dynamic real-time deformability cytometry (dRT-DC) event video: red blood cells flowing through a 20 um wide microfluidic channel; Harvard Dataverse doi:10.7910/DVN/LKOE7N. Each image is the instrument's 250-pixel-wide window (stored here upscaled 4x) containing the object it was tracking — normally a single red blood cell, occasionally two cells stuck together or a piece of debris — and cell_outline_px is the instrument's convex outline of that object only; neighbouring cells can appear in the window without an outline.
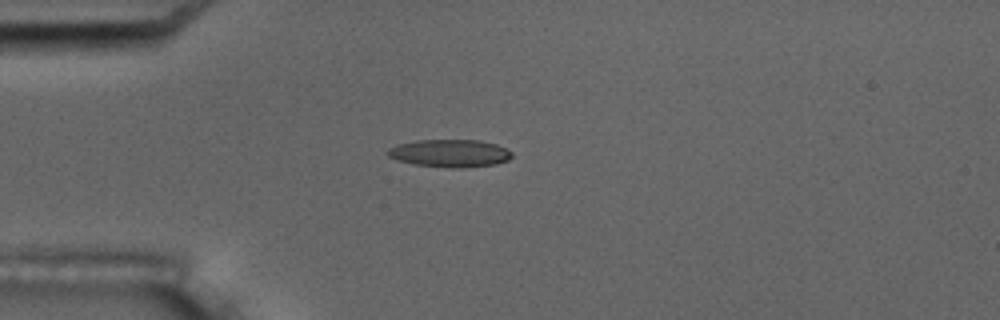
{"species": "common noctule bat (a hibernating species)", "species_latin": "Nyctalus noctula", "temperature_condition": "room temperature", "stored_images_in_passage": 12, "camera_frame_rate_fps": 3000, "um_per_image_px": 0.085, "animal": {"sex": "male", "body_mass_g": 17.5, "forearm_length_mm": 52.3}, "frame": {"image": 1, "passage_image": 4, "time_ms": 4.333, "image_size_px": [1000, 320], "cell_outline_px": [[512, 156], [508, 160], [496, 164], [460, 168], [448, 168], [412, 164], [396, 160], [388, 156], [384, 152], [388, 148], [396, 144], [416, 140], [480, 140], [496, 144], [512, 152]], "centroid_in_image_um": [38.18, 13.03], "position_along_channel_um": 46.8, "area_um2": 20.29}}